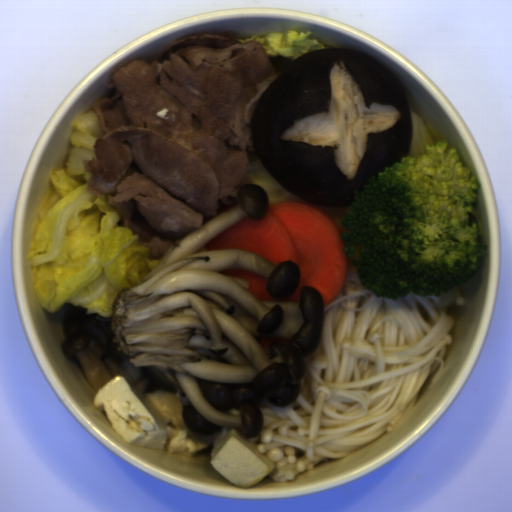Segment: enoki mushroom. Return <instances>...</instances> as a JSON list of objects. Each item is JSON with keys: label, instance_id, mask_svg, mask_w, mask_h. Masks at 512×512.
<instances>
[{"label": "enoki mushroom", "instance_id": "1", "mask_svg": "<svg viewBox=\"0 0 512 512\" xmlns=\"http://www.w3.org/2000/svg\"><path fill=\"white\" fill-rule=\"evenodd\" d=\"M341 292L324 306L320 343L304 358L300 393L287 407L266 399L259 434L248 438L273 464L274 483L349 456L391 433L413 410L426 382L444 368L466 299L455 287L441 296L378 298L358 279L344 251Z\"/></svg>", "mask_w": 512, "mask_h": 512}]
</instances>
